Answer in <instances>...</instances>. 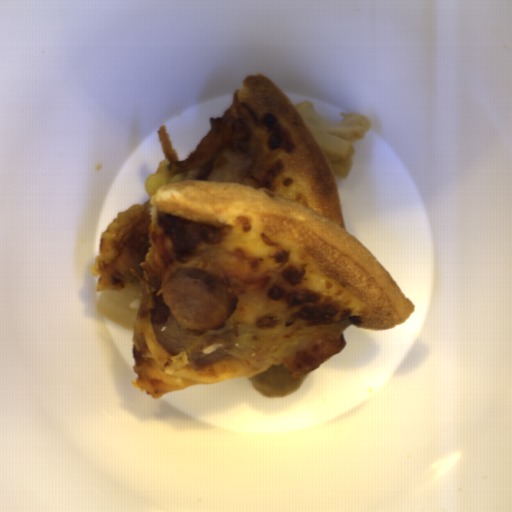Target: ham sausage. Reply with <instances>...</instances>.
Masks as SVG:
<instances>
[{
  "instance_id": "ham-sausage-1",
  "label": "ham sausage",
  "mask_w": 512,
  "mask_h": 512,
  "mask_svg": "<svg viewBox=\"0 0 512 512\" xmlns=\"http://www.w3.org/2000/svg\"><path fill=\"white\" fill-rule=\"evenodd\" d=\"M163 298L179 325L191 332L217 330L237 308L234 293L221 278L197 266L172 273Z\"/></svg>"
}]
</instances>
